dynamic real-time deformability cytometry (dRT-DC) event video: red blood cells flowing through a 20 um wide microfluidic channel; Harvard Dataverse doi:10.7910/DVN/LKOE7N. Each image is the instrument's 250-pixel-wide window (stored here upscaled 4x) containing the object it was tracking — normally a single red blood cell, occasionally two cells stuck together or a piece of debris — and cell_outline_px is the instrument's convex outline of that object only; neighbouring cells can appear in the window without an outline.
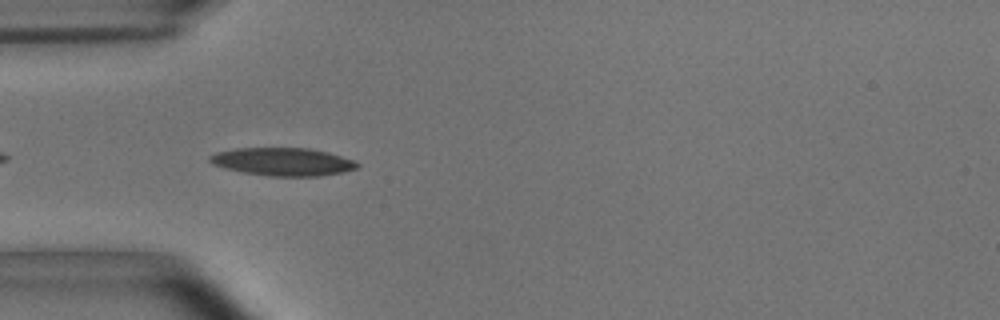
{"species": "common noctule bat (a hibernating species)", "species_latin": "Nyctalus noctula", "temperature_condition": "room temperature", "stored_images_in_passage": 8, "camera_frame_rate_fps": 3000, "um_per_image_px": 0.085, "animal": {"sex": "male", "body_mass_g": 15.6}, "frame": {"image": 1, "passage_image": 3, "time_ms": 0.667, "image_size_px": [1000, 320], "cell_outline_px": [[360, 168], [344, 172], [320, 176], [268, 176], [244, 172], [224, 168], [212, 164], [208, 160], [208, 156], [216, 152], [236, 148], [308, 148], [328, 152], [352, 160], [360, 164]], "centroid_in_image_um": [24.04, 13.75], "position_along_channel_um": 61.0, "area_um2": 24.1}}
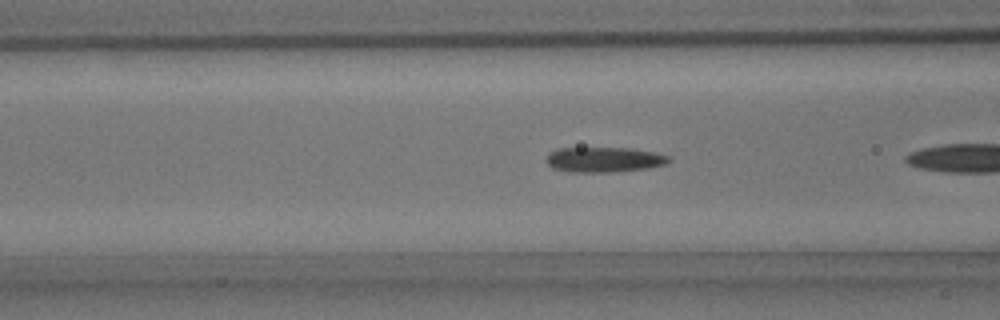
{"frame": {"image": 2, "passage_image": 5, "time_ms": 1.333, "image_size_px": [1000, 320], "cell_outline_px": [[672, 160], [668, 164], [648, 168], [612, 172], [568, 172], [552, 168], [544, 160], [548, 152], [556, 148], [632, 148], [672, 156]], "centroid_in_image_um": [51.33, 13.57], "position_along_channel_um": 115.3, "area_um2": 18.32}}